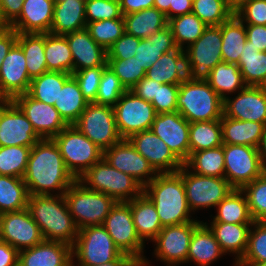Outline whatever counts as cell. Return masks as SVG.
<instances>
[{
  "instance_id": "obj_3",
  "label": "cell",
  "mask_w": 266,
  "mask_h": 266,
  "mask_svg": "<svg viewBox=\"0 0 266 266\" xmlns=\"http://www.w3.org/2000/svg\"><path fill=\"white\" fill-rule=\"evenodd\" d=\"M143 192L154 203L163 227L197 221L190 219L183 179L178 172L158 174Z\"/></svg>"
},
{
  "instance_id": "obj_58",
  "label": "cell",
  "mask_w": 266,
  "mask_h": 266,
  "mask_svg": "<svg viewBox=\"0 0 266 266\" xmlns=\"http://www.w3.org/2000/svg\"><path fill=\"white\" fill-rule=\"evenodd\" d=\"M140 38L124 33L107 50V59H129L135 57Z\"/></svg>"
},
{
  "instance_id": "obj_69",
  "label": "cell",
  "mask_w": 266,
  "mask_h": 266,
  "mask_svg": "<svg viewBox=\"0 0 266 266\" xmlns=\"http://www.w3.org/2000/svg\"><path fill=\"white\" fill-rule=\"evenodd\" d=\"M229 9L235 13L238 9H240L243 5L250 2L251 0H226Z\"/></svg>"
},
{
  "instance_id": "obj_64",
  "label": "cell",
  "mask_w": 266,
  "mask_h": 266,
  "mask_svg": "<svg viewBox=\"0 0 266 266\" xmlns=\"http://www.w3.org/2000/svg\"><path fill=\"white\" fill-rule=\"evenodd\" d=\"M19 251L0 240V266H18Z\"/></svg>"
},
{
  "instance_id": "obj_27",
  "label": "cell",
  "mask_w": 266,
  "mask_h": 266,
  "mask_svg": "<svg viewBox=\"0 0 266 266\" xmlns=\"http://www.w3.org/2000/svg\"><path fill=\"white\" fill-rule=\"evenodd\" d=\"M146 77L161 84H181L188 77L184 49L164 53L147 69Z\"/></svg>"
},
{
  "instance_id": "obj_14",
  "label": "cell",
  "mask_w": 266,
  "mask_h": 266,
  "mask_svg": "<svg viewBox=\"0 0 266 266\" xmlns=\"http://www.w3.org/2000/svg\"><path fill=\"white\" fill-rule=\"evenodd\" d=\"M222 36L219 26H207L203 34L185 51L187 73L190 77H203L223 61Z\"/></svg>"
},
{
  "instance_id": "obj_51",
  "label": "cell",
  "mask_w": 266,
  "mask_h": 266,
  "mask_svg": "<svg viewBox=\"0 0 266 266\" xmlns=\"http://www.w3.org/2000/svg\"><path fill=\"white\" fill-rule=\"evenodd\" d=\"M107 65L120 79L126 90H130L136 83L146 76V70L136 57L129 59H107Z\"/></svg>"
},
{
  "instance_id": "obj_34",
  "label": "cell",
  "mask_w": 266,
  "mask_h": 266,
  "mask_svg": "<svg viewBox=\"0 0 266 266\" xmlns=\"http://www.w3.org/2000/svg\"><path fill=\"white\" fill-rule=\"evenodd\" d=\"M203 78L223 100L227 97L226 93L239 92V90H243L246 87L239 66L236 63L222 61Z\"/></svg>"
},
{
  "instance_id": "obj_35",
  "label": "cell",
  "mask_w": 266,
  "mask_h": 266,
  "mask_svg": "<svg viewBox=\"0 0 266 266\" xmlns=\"http://www.w3.org/2000/svg\"><path fill=\"white\" fill-rule=\"evenodd\" d=\"M219 27L221 28L222 36L221 52L223 62L238 64L242 49L247 41L245 24L233 14Z\"/></svg>"
},
{
  "instance_id": "obj_74",
  "label": "cell",
  "mask_w": 266,
  "mask_h": 266,
  "mask_svg": "<svg viewBox=\"0 0 266 266\" xmlns=\"http://www.w3.org/2000/svg\"><path fill=\"white\" fill-rule=\"evenodd\" d=\"M4 101V99L0 96V104Z\"/></svg>"
},
{
  "instance_id": "obj_46",
  "label": "cell",
  "mask_w": 266,
  "mask_h": 266,
  "mask_svg": "<svg viewBox=\"0 0 266 266\" xmlns=\"http://www.w3.org/2000/svg\"><path fill=\"white\" fill-rule=\"evenodd\" d=\"M32 147H0V175L23 178Z\"/></svg>"
},
{
  "instance_id": "obj_8",
  "label": "cell",
  "mask_w": 266,
  "mask_h": 266,
  "mask_svg": "<svg viewBox=\"0 0 266 266\" xmlns=\"http://www.w3.org/2000/svg\"><path fill=\"white\" fill-rule=\"evenodd\" d=\"M53 140L60 150L67 169L77 180L103 159L104 151L74 125H68Z\"/></svg>"
},
{
  "instance_id": "obj_36",
  "label": "cell",
  "mask_w": 266,
  "mask_h": 266,
  "mask_svg": "<svg viewBox=\"0 0 266 266\" xmlns=\"http://www.w3.org/2000/svg\"><path fill=\"white\" fill-rule=\"evenodd\" d=\"M76 79L71 76L59 92L54 107L68 125H73L88 105Z\"/></svg>"
},
{
  "instance_id": "obj_41",
  "label": "cell",
  "mask_w": 266,
  "mask_h": 266,
  "mask_svg": "<svg viewBox=\"0 0 266 266\" xmlns=\"http://www.w3.org/2000/svg\"><path fill=\"white\" fill-rule=\"evenodd\" d=\"M44 51L48 71L73 73V57L65 35L45 33Z\"/></svg>"
},
{
  "instance_id": "obj_17",
  "label": "cell",
  "mask_w": 266,
  "mask_h": 266,
  "mask_svg": "<svg viewBox=\"0 0 266 266\" xmlns=\"http://www.w3.org/2000/svg\"><path fill=\"white\" fill-rule=\"evenodd\" d=\"M0 240L21 251L38 245L44 238L39 226L25 208L1 214Z\"/></svg>"
},
{
  "instance_id": "obj_71",
  "label": "cell",
  "mask_w": 266,
  "mask_h": 266,
  "mask_svg": "<svg viewBox=\"0 0 266 266\" xmlns=\"http://www.w3.org/2000/svg\"><path fill=\"white\" fill-rule=\"evenodd\" d=\"M148 259H133L127 266H148ZM147 264V265H146Z\"/></svg>"
},
{
  "instance_id": "obj_65",
  "label": "cell",
  "mask_w": 266,
  "mask_h": 266,
  "mask_svg": "<svg viewBox=\"0 0 266 266\" xmlns=\"http://www.w3.org/2000/svg\"><path fill=\"white\" fill-rule=\"evenodd\" d=\"M119 3L122 14L126 15L152 8L154 0H119Z\"/></svg>"
},
{
  "instance_id": "obj_63",
  "label": "cell",
  "mask_w": 266,
  "mask_h": 266,
  "mask_svg": "<svg viewBox=\"0 0 266 266\" xmlns=\"http://www.w3.org/2000/svg\"><path fill=\"white\" fill-rule=\"evenodd\" d=\"M147 39L153 42V44H155L157 47H177L174 42L172 30L168 25L155 32Z\"/></svg>"
},
{
  "instance_id": "obj_20",
  "label": "cell",
  "mask_w": 266,
  "mask_h": 266,
  "mask_svg": "<svg viewBox=\"0 0 266 266\" xmlns=\"http://www.w3.org/2000/svg\"><path fill=\"white\" fill-rule=\"evenodd\" d=\"M128 140L158 174L176 173L184 165L150 129L135 133Z\"/></svg>"
},
{
  "instance_id": "obj_2",
  "label": "cell",
  "mask_w": 266,
  "mask_h": 266,
  "mask_svg": "<svg viewBox=\"0 0 266 266\" xmlns=\"http://www.w3.org/2000/svg\"><path fill=\"white\" fill-rule=\"evenodd\" d=\"M27 209L44 240L73 247L79 229L69 212L64 195L29 196Z\"/></svg>"
},
{
  "instance_id": "obj_28",
  "label": "cell",
  "mask_w": 266,
  "mask_h": 266,
  "mask_svg": "<svg viewBox=\"0 0 266 266\" xmlns=\"http://www.w3.org/2000/svg\"><path fill=\"white\" fill-rule=\"evenodd\" d=\"M85 0L55 1L49 33L65 35L86 28Z\"/></svg>"
},
{
  "instance_id": "obj_39",
  "label": "cell",
  "mask_w": 266,
  "mask_h": 266,
  "mask_svg": "<svg viewBox=\"0 0 266 266\" xmlns=\"http://www.w3.org/2000/svg\"><path fill=\"white\" fill-rule=\"evenodd\" d=\"M212 222L253 224L246 195L241 189H234L217 206Z\"/></svg>"
},
{
  "instance_id": "obj_72",
  "label": "cell",
  "mask_w": 266,
  "mask_h": 266,
  "mask_svg": "<svg viewBox=\"0 0 266 266\" xmlns=\"http://www.w3.org/2000/svg\"><path fill=\"white\" fill-rule=\"evenodd\" d=\"M9 27V24L4 20L2 10H1V3H0V29Z\"/></svg>"
},
{
  "instance_id": "obj_44",
  "label": "cell",
  "mask_w": 266,
  "mask_h": 266,
  "mask_svg": "<svg viewBox=\"0 0 266 266\" xmlns=\"http://www.w3.org/2000/svg\"><path fill=\"white\" fill-rule=\"evenodd\" d=\"M29 192L23 178L0 175V213L27 208Z\"/></svg>"
},
{
  "instance_id": "obj_38",
  "label": "cell",
  "mask_w": 266,
  "mask_h": 266,
  "mask_svg": "<svg viewBox=\"0 0 266 266\" xmlns=\"http://www.w3.org/2000/svg\"><path fill=\"white\" fill-rule=\"evenodd\" d=\"M237 65L246 86L266 87V52H259L246 41Z\"/></svg>"
},
{
  "instance_id": "obj_56",
  "label": "cell",
  "mask_w": 266,
  "mask_h": 266,
  "mask_svg": "<svg viewBox=\"0 0 266 266\" xmlns=\"http://www.w3.org/2000/svg\"><path fill=\"white\" fill-rule=\"evenodd\" d=\"M177 47H157L153 42L141 39L136 51V59L147 71L164 53L171 52Z\"/></svg>"
},
{
  "instance_id": "obj_66",
  "label": "cell",
  "mask_w": 266,
  "mask_h": 266,
  "mask_svg": "<svg viewBox=\"0 0 266 266\" xmlns=\"http://www.w3.org/2000/svg\"><path fill=\"white\" fill-rule=\"evenodd\" d=\"M192 3L193 0H171L169 11L165 14L167 20L192 13Z\"/></svg>"
},
{
  "instance_id": "obj_61",
  "label": "cell",
  "mask_w": 266,
  "mask_h": 266,
  "mask_svg": "<svg viewBox=\"0 0 266 266\" xmlns=\"http://www.w3.org/2000/svg\"><path fill=\"white\" fill-rule=\"evenodd\" d=\"M17 43V32L11 28L0 29V68L4 58L11 48Z\"/></svg>"
},
{
  "instance_id": "obj_54",
  "label": "cell",
  "mask_w": 266,
  "mask_h": 266,
  "mask_svg": "<svg viewBox=\"0 0 266 266\" xmlns=\"http://www.w3.org/2000/svg\"><path fill=\"white\" fill-rule=\"evenodd\" d=\"M105 67L86 68L71 74L76 79L83 96L88 102L96 100L100 79Z\"/></svg>"
},
{
  "instance_id": "obj_18",
  "label": "cell",
  "mask_w": 266,
  "mask_h": 266,
  "mask_svg": "<svg viewBox=\"0 0 266 266\" xmlns=\"http://www.w3.org/2000/svg\"><path fill=\"white\" fill-rule=\"evenodd\" d=\"M103 159L120 172L129 174L141 186L149 184L158 173L128 139H121L104 151Z\"/></svg>"
},
{
  "instance_id": "obj_9",
  "label": "cell",
  "mask_w": 266,
  "mask_h": 266,
  "mask_svg": "<svg viewBox=\"0 0 266 266\" xmlns=\"http://www.w3.org/2000/svg\"><path fill=\"white\" fill-rule=\"evenodd\" d=\"M73 125L102 151L122 139L117 131L112 106L89 102Z\"/></svg>"
},
{
  "instance_id": "obj_29",
  "label": "cell",
  "mask_w": 266,
  "mask_h": 266,
  "mask_svg": "<svg viewBox=\"0 0 266 266\" xmlns=\"http://www.w3.org/2000/svg\"><path fill=\"white\" fill-rule=\"evenodd\" d=\"M223 144L258 147L265 125L254 121H241L226 117L220 119Z\"/></svg>"
},
{
  "instance_id": "obj_26",
  "label": "cell",
  "mask_w": 266,
  "mask_h": 266,
  "mask_svg": "<svg viewBox=\"0 0 266 266\" xmlns=\"http://www.w3.org/2000/svg\"><path fill=\"white\" fill-rule=\"evenodd\" d=\"M72 247L43 240L38 245L18 253V266H72Z\"/></svg>"
},
{
  "instance_id": "obj_5",
  "label": "cell",
  "mask_w": 266,
  "mask_h": 266,
  "mask_svg": "<svg viewBox=\"0 0 266 266\" xmlns=\"http://www.w3.org/2000/svg\"><path fill=\"white\" fill-rule=\"evenodd\" d=\"M78 181L87 189L104 193L116 202H129L144 189L133 177L118 171L104 159L90 167Z\"/></svg>"
},
{
  "instance_id": "obj_48",
  "label": "cell",
  "mask_w": 266,
  "mask_h": 266,
  "mask_svg": "<svg viewBox=\"0 0 266 266\" xmlns=\"http://www.w3.org/2000/svg\"><path fill=\"white\" fill-rule=\"evenodd\" d=\"M251 227L245 254L236 264L266 262V221H254Z\"/></svg>"
},
{
  "instance_id": "obj_6",
  "label": "cell",
  "mask_w": 266,
  "mask_h": 266,
  "mask_svg": "<svg viewBox=\"0 0 266 266\" xmlns=\"http://www.w3.org/2000/svg\"><path fill=\"white\" fill-rule=\"evenodd\" d=\"M69 212L78 229L103 225L116 201L108 195L87 189L76 180L64 193Z\"/></svg>"
},
{
  "instance_id": "obj_73",
  "label": "cell",
  "mask_w": 266,
  "mask_h": 266,
  "mask_svg": "<svg viewBox=\"0 0 266 266\" xmlns=\"http://www.w3.org/2000/svg\"><path fill=\"white\" fill-rule=\"evenodd\" d=\"M234 266H266V262H262L258 264H234Z\"/></svg>"
},
{
  "instance_id": "obj_60",
  "label": "cell",
  "mask_w": 266,
  "mask_h": 266,
  "mask_svg": "<svg viewBox=\"0 0 266 266\" xmlns=\"http://www.w3.org/2000/svg\"><path fill=\"white\" fill-rule=\"evenodd\" d=\"M138 97L144 99L147 102H152L156 97L157 81L147 78L146 76L136 83L131 89Z\"/></svg>"
},
{
  "instance_id": "obj_70",
  "label": "cell",
  "mask_w": 266,
  "mask_h": 266,
  "mask_svg": "<svg viewBox=\"0 0 266 266\" xmlns=\"http://www.w3.org/2000/svg\"><path fill=\"white\" fill-rule=\"evenodd\" d=\"M132 260H115L97 266H127Z\"/></svg>"
},
{
  "instance_id": "obj_13",
  "label": "cell",
  "mask_w": 266,
  "mask_h": 266,
  "mask_svg": "<svg viewBox=\"0 0 266 266\" xmlns=\"http://www.w3.org/2000/svg\"><path fill=\"white\" fill-rule=\"evenodd\" d=\"M117 131L122 139L149 130L157 116L151 102L138 97L127 90L113 106Z\"/></svg>"
},
{
  "instance_id": "obj_67",
  "label": "cell",
  "mask_w": 266,
  "mask_h": 266,
  "mask_svg": "<svg viewBox=\"0 0 266 266\" xmlns=\"http://www.w3.org/2000/svg\"><path fill=\"white\" fill-rule=\"evenodd\" d=\"M257 150H258L262 165L264 169L266 170V127L264 130L263 136L260 140V143L257 147Z\"/></svg>"
},
{
  "instance_id": "obj_15",
  "label": "cell",
  "mask_w": 266,
  "mask_h": 266,
  "mask_svg": "<svg viewBox=\"0 0 266 266\" xmlns=\"http://www.w3.org/2000/svg\"><path fill=\"white\" fill-rule=\"evenodd\" d=\"M41 138L13 100L0 104V147H33Z\"/></svg>"
},
{
  "instance_id": "obj_21",
  "label": "cell",
  "mask_w": 266,
  "mask_h": 266,
  "mask_svg": "<svg viewBox=\"0 0 266 266\" xmlns=\"http://www.w3.org/2000/svg\"><path fill=\"white\" fill-rule=\"evenodd\" d=\"M189 127L190 123L176 111L157 114L150 130L184 164L189 158Z\"/></svg>"
},
{
  "instance_id": "obj_42",
  "label": "cell",
  "mask_w": 266,
  "mask_h": 266,
  "mask_svg": "<svg viewBox=\"0 0 266 266\" xmlns=\"http://www.w3.org/2000/svg\"><path fill=\"white\" fill-rule=\"evenodd\" d=\"M71 76L65 72L47 71L31 80L27 93L38 101L54 106L60 90Z\"/></svg>"
},
{
  "instance_id": "obj_24",
  "label": "cell",
  "mask_w": 266,
  "mask_h": 266,
  "mask_svg": "<svg viewBox=\"0 0 266 266\" xmlns=\"http://www.w3.org/2000/svg\"><path fill=\"white\" fill-rule=\"evenodd\" d=\"M73 57V72L107 66V50L97 44L84 28L65 34Z\"/></svg>"
},
{
  "instance_id": "obj_30",
  "label": "cell",
  "mask_w": 266,
  "mask_h": 266,
  "mask_svg": "<svg viewBox=\"0 0 266 266\" xmlns=\"http://www.w3.org/2000/svg\"><path fill=\"white\" fill-rule=\"evenodd\" d=\"M130 207L137 235L143 242L153 241L163 228L154 203L143 192L130 201Z\"/></svg>"
},
{
  "instance_id": "obj_37",
  "label": "cell",
  "mask_w": 266,
  "mask_h": 266,
  "mask_svg": "<svg viewBox=\"0 0 266 266\" xmlns=\"http://www.w3.org/2000/svg\"><path fill=\"white\" fill-rule=\"evenodd\" d=\"M17 44L26 58V67L31 79L47 72L45 59V34L17 33Z\"/></svg>"
},
{
  "instance_id": "obj_12",
  "label": "cell",
  "mask_w": 266,
  "mask_h": 266,
  "mask_svg": "<svg viewBox=\"0 0 266 266\" xmlns=\"http://www.w3.org/2000/svg\"><path fill=\"white\" fill-rule=\"evenodd\" d=\"M225 179L234 189H242L260 177L264 169L256 147L223 144Z\"/></svg>"
},
{
  "instance_id": "obj_7",
  "label": "cell",
  "mask_w": 266,
  "mask_h": 266,
  "mask_svg": "<svg viewBox=\"0 0 266 266\" xmlns=\"http://www.w3.org/2000/svg\"><path fill=\"white\" fill-rule=\"evenodd\" d=\"M75 256L78 266H97L115 260H132L116 247L103 225L79 229L72 247V260Z\"/></svg>"
},
{
  "instance_id": "obj_40",
  "label": "cell",
  "mask_w": 266,
  "mask_h": 266,
  "mask_svg": "<svg viewBox=\"0 0 266 266\" xmlns=\"http://www.w3.org/2000/svg\"><path fill=\"white\" fill-rule=\"evenodd\" d=\"M184 165L198 175L225 178L223 146L193 152Z\"/></svg>"
},
{
  "instance_id": "obj_47",
  "label": "cell",
  "mask_w": 266,
  "mask_h": 266,
  "mask_svg": "<svg viewBox=\"0 0 266 266\" xmlns=\"http://www.w3.org/2000/svg\"><path fill=\"white\" fill-rule=\"evenodd\" d=\"M192 13L207 26H219L234 14L226 0H193Z\"/></svg>"
},
{
  "instance_id": "obj_4",
  "label": "cell",
  "mask_w": 266,
  "mask_h": 266,
  "mask_svg": "<svg viewBox=\"0 0 266 266\" xmlns=\"http://www.w3.org/2000/svg\"><path fill=\"white\" fill-rule=\"evenodd\" d=\"M224 100L203 77L188 76L179 87L177 111L189 122L220 120Z\"/></svg>"
},
{
  "instance_id": "obj_10",
  "label": "cell",
  "mask_w": 266,
  "mask_h": 266,
  "mask_svg": "<svg viewBox=\"0 0 266 266\" xmlns=\"http://www.w3.org/2000/svg\"><path fill=\"white\" fill-rule=\"evenodd\" d=\"M178 173L183 179L188 207L193 212L216 207L234 190L225 178L198 175L190 172L185 165Z\"/></svg>"
},
{
  "instance_id": "obj_16",
  "label": "cell",
  "mask_w": 266,
  "mask_h": 266,
  "mask_svg": "<svg viewBox=\"0 0 266 266\" xmlns=\"http://www.w3.org/2000/svg\"><path fill=\"white\" fill-rule=\"evenodd\" d=\"M203 221H193L179 225L165 226L153 242L157 243L155 256L166 262L167 266H176L187 262V254L193 231Z\"/></svg>"
},
{
  "instance_id": "obj_50",
  "label": "cell",
  "mask_w": 266,
  "mask_h": 266,
  "mask_svg": "<svg viewBox=\"0 0 266 266\" xmlns=\"http://www.w3.org/2000/svg\"><path fill=\"white\" fill-rule=\"evenodd\" d=\"M246 195L254 221H266V171L241 189Z\"/></svg>"
},
{
  "instance_id": "obj_43",
  "label": "cell",
  "mask_w": 266,
  "mask_h": 266,
  "mask_svg": "<svg viewBox=\"0 0 266 266\" xmlns=\"http://www.w3.org/2000/svg\"><path fill=\"white\" fill-rule=\"evenodd\" d=\"M223 145L220 120L197 121L189 127V156L196 151Z\"/></svg>"
},
{
  "instance_id": "obj_57",
  "label": "cell",
  "mask_w": 266,
  "mask_h": 266,
  "mask_svg": "<svg viewBox=\"0 0 266 266\" xmlns=\"http://www.w3.org/2000/svg\"><path fill=\"white\" fill-rule=\"evenodd\" d=\"M234 14L244 24L266 25V0H251Z\"/></svg>"
},
{
  "instance_id": "obj_33",
  "label": "cell",
  "mask_w": 266,
  "mask_h": 266,
  "mask_svg": "<svg viewBox=\"0 0 266 266\" xmlns=\"http://www.w3.org/2000/svg\"><path fill=\"white\" fill-rule=\"evenodd\" d=\"M125 33L146 39L168 25L166 15L157 8L143 9L123 15Z\"/></svg>"
},
{
  "instance_id": "obj_52",
  "label": "cell",
  "mask_w": 266,
  "mask_h": 266,
  "mask_svg": "<svg viewBox=\"0 0 266 266\" xmlns=\"http://www.w3.org/2000/svg\"><path fill=\"white\" fill-rule=\"evenodd\" d=\"M126 91L120 79L107 65L102 73L97 97L94 102L113 107Z\"/></svg>"
},
{
  "instance_id": "obj_25",
  "label": "cell",
  "mask_w": 266,
  "mask_h": 266,
  "mask_svg": "<svg viewBox=\"0 0 266 266\" xmlns=\"http://www.w3.org/2000/svg\"><path fill=\"white\" fill-rule=\"evenodd\" d=\"M55 0H23L20 15L9 25L17 33H49Z\"/></svg>"
},
{
  "instance_id": "obj_49",
  "label": "cell",
  "mask_w": 266,
  "mask_h": 266,
  "mask_svg": "<svg viewBox=\"0 0 266 266\" xmlns=\"http://www.w3.org/2000/svg\"><path fill=\"white\" fill-rule=\"evenodd\" d=\"M86 29L95 42L106 50L125 33L123 18L87 23Z\"/></svg>"
},
{
  "instance_id": "obj_23",
  "label": "cell",
  "mask_w": 266,
  "mask_h": 266,
  "mask_svg": "<svg viewBox=\"0 0 266 266\" xmlns=\"http://www.w3.org/2000/svg\"><path fill=\"white\" fill-rule=\"evenodd\" d=\"M31 80L24 52L16 43L7 53L0 68V96L4 100H13L16 96L27 93Z\"/></svg>"
},
{
  "instance_id": "obj_1",
  "label": "cell",
  "mask_w": 266,
  "mask_h": 266,
  "mask_svg": "<svg viewBox=\"0 0 266 266\" xmlns=\"http://www.w3.org/2000/svg\"><path fill=\"white\" fill-rule=\"evenodd\" d=\"M23 179L30 196L52 195L55 190L64 195L77 180L53 139H41L32 147Z\"/></svg>"
},
{
  "instance_id": "obj_22",
  "label": "cell",
  "mask_w": 266,
  "mask_h": 266,
  "mask_svg": "<svg viewBox=\"0 0 266 266\" xmlns=\"http://www.w3.org/2000/svg\"><path fill=\"white\" fill-rule=\"evenodd\" d=\"M235 98L226 97L223 114L241 121H254L266 126V87L246 86Z\"/></svg>"
},
{
  "instance_id": "obj_62",
  "label": "cell",
  "mask_w": 266,
  "mask_h": 266,
  "mask_svg": "<svg viewBox=\"0 0 266 266\" xmlns=\"http://www.w3.org/2000/svg\"><path fill=\"white\" fill-rule=\"evenodd\" d=\"M4 20L10 25L21 13L23 0H0Z\"/></svg>"
},
{
  "instance_id": "obj_68",
  "label": "cell",
  "mask_w": 266,
  "mask_h": 266,
  "mask_svg": "<svg viewBox=\"0 0 266 266\" xmlns=\"http://www.w3.org/2000/svg\"><path fill=\"white\" fill-rule=\"evenodd\" d=\"M171 0H154L153 7L166 14L169 11Z\"/></svg>"
},
{
  "instance_id": "obj_31",
  "label": "cell",
  "mask_w": 266,
  "mask_h": 266,
  "mask_svg": "<svg viewBox=\"0 0 266 266\" xmlns=\"http://www.w3.org/2000/svg\"><path fill=\"white\" fill-rule=\"evenodd\" d=\"M225 254L208 224L202 222L194 231L190 240L187 263L194 261L198 266H208Z\"/></svg>"
},
{
  "instance_id": "obj_19",
  "label": "cell",
  "mask_w": 266,
  "mask_h": 266,
  "mask_svg": "<svg viewBox=\"0 0 266 266\" xmlns=\"http://www.w3.org/2000/svg\"><path fill=\"white\" fill-rule=\"evenodd\" d=\"M13 101L26 115L41 139H53L68 126L53 105L38 101L28 93L16 96Z\"/></svg>"
},
{
  "instance_id": "obj_45",
  "label": "cell",
  "mask_w": 266,
  "mask_h": 266,
  "mask_svg": "<svg viewBox=\"0 0 266 266\" xmlns=\"http://www.w3.org/2000/svg\"><path fill=\"white\" fill-rule=\"evenodd\" d=\"M177 48L185 49L194 43L204 32L207 25L194 13L176 16L168 20Z\"/></svg>"
},
{
  "instance_id": "obj_55",
  "label": "cell",
  "mask_w": 266,
  "mask_h": 266,
  "mask_svg": "<svg viewBox=\"0 0 266 266\" xmlns=\"http://www.w3.org/2000/svg\"><path fill=\"white\" fill-rule=\"evenodd\" d=\"M180 84H161L157 82L156 97L151 104L157 114L177 111V96Z\"/></svg>"
},
{
  "instance_id": "obj_32",
  "label": "cell",
  "mask_w": 266,
  "mask_h": 266,
  "mask_svg": "<svg viewBox=\"0 0 266 266\" xmlns=\"http://www.w3.org/2000/svg\"><path fill=\"white\" fill-rule=\"evenodd\" d=\"M210 225L208 227L213 232L221 250L225 254L229 252L237 254L235 257L236 264L245 254L252 224L211 222Z\"/></svg>"
},
{
  "instance_id": "obj_59",
  "label": "cell",
  "mask_w": 266,
  "mask_h": 266,
  "mask_svg": "<svg viewBox=\"0 0 266 266\" xmlns=\"http://www.w3.org/2000/svg\"><path fill=\"white\" fill-rule=\"evenodd\" d=\"M247 41L259 52H266V25H245Z\"/></svg>"
},
{
  "instance_id": "obj_53",
  "label": "cell",
  "mask_w": 266,
  "mask_h": 266,
  "mask_svg": "<svg viewBox=\"0 0 266 266\" xmlns=\"http://www.w3.org/2000/svg\"><path fill=\"white\" fill-rule=\"evenodd\" d=\"M86 23L123 18L119 0H85Z\"/></svg>"
},
{
  "instance_id": "obj_11",
  "label": "cell",
  "mask_w": 266,
  "mask_h": 266,
  "mask_svg": "<svg viewBox=\"0 0 266 266\" xmlns=\"http://www.w3.org/2000/svg\"><path fill=\"white\" fill-rule=\"evenodd\" d=\"M116 247L133 259H145L144 243L137 235L129 202H116L103 223Z\"/></svg>"
}]
</instances>
